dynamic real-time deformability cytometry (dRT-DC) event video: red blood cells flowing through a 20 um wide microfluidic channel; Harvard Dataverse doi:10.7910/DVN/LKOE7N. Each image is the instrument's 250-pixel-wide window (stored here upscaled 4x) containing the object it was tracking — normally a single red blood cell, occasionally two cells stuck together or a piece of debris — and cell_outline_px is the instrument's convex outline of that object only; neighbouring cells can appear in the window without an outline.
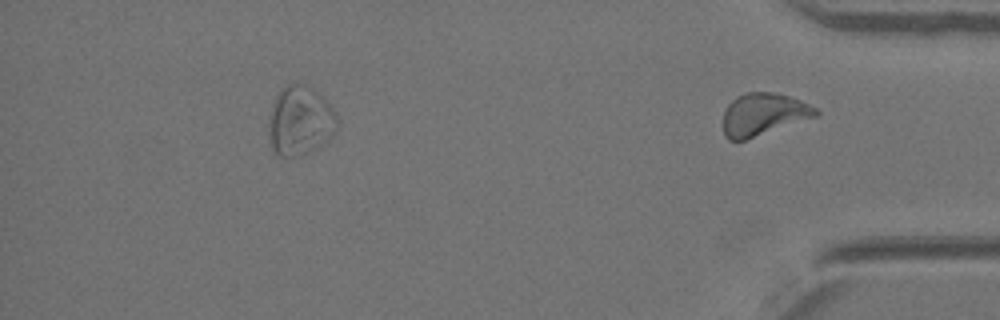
{"species": "Egyptian fruit bat (a non-hibernating species)", "species_latin": "Rousettus aegyptiacus", "temperature_condition": "warm", "stored_images_in_passage": 36, "segment_of_instrument_passage": [2, 2], "camera_frame_rate_fps": 3000, "um_per_image_px": 0.085, "animal": {"sex": "female"}, "frame": {"image": 1, "passage_image": 36, "time_ms": 11.667, "image_size_px": [1000, 320], "cell_outline_px": [[820, 112], [816, 116], [744, 140], [728, 140], [724, 136], [724, 112], [728, 104], [736, 96], [748, 92], [776, 92], [800, 100], [816, 108]], "centroid_in_image_um": [64.87, 9.7], "position_along_channel_um": 370.3, "area_um2": 22.54}}